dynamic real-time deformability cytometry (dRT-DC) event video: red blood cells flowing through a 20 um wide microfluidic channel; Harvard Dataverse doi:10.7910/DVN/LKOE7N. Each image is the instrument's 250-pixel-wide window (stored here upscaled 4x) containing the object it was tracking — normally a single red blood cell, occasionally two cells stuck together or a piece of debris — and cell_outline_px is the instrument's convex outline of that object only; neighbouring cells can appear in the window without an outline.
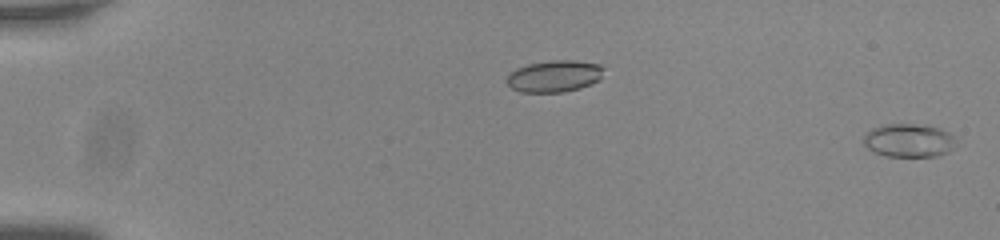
{"species": "common noctule bat (a hibernating species)", "species_latin": "Nyctalus noctula", "temperature_condition": "room temperature", "stored_images_in_passage": 56, "camera_frame_rate_fps": 3000, "um_per_image_px": 0.085, "animal": {"sex": "male", "body_mass_g": 20.0, "forearm_length_mm": 53.3}, "frame": {"image": 1, "passage_image": 1, "time_ms": 0.0, "image_size_px": [1000, 240], "cell_outline_px": [[952, 148], [948, 152], [936, 156], [884, 156], [868, 148], [864, 144], [864, 132], [872, 128], [888, 124], [928, 124], [940, 128], [948, 132], [952, 136]], "centroid_in_image_um": [77.21, 11.92], "position_along_channel_um": 7.8, "area_um2": 17.86}}
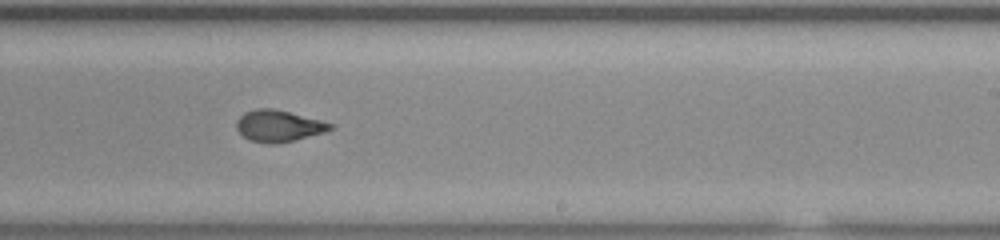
{"frame": {"image": 2, "passage_image": 36, "time_ms": 11.667, "image_size_px": [1000, 240], "cell_outline_px": [[336, 128], [324, 132], [296, 140], [276, 144], [268, 144], [248, 140], [236, 128], [236, 120], [244, 112], [256, 108], [272, 108], [336, 124]], "centroid_in_image_um": [23.69, 10.71], "position_along_channel_um": 265.3, "area_um2": 17.4}}
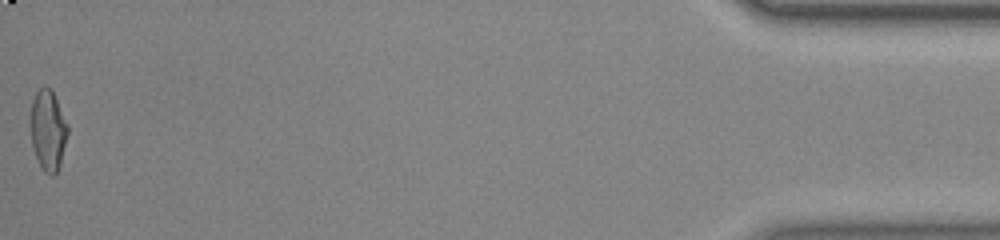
{"frame": {"image": 3, "passage_image": 56, "time_ms": 18.333, "image_size_px": [1000, 240], "cell_outline_px": [[68, 132], [60, 164], [56, 172], [52, 176], [48, 176], [44, 172], [32, 148], [28, 124], [28, 120], [32, 100], [36, 92], [44, 84], [52, 88], [68, 124]], "centroid_in_image_um": [4.04, 11.01], "position_along_channel_um": 431.2, "area_um2": 18.09}, "authors_computed_cell_mechanics": {"area_um2": 17.2822, "velocity_mm_per_s": 3.7846, "shape_relaxation_time_tau1_ms": 8.3674, "shape_relaxation_time_tau2_ms": 1.0851, "deformation_change_tau1": 0.2814, "deformation_change_tau2": 0.0827}}